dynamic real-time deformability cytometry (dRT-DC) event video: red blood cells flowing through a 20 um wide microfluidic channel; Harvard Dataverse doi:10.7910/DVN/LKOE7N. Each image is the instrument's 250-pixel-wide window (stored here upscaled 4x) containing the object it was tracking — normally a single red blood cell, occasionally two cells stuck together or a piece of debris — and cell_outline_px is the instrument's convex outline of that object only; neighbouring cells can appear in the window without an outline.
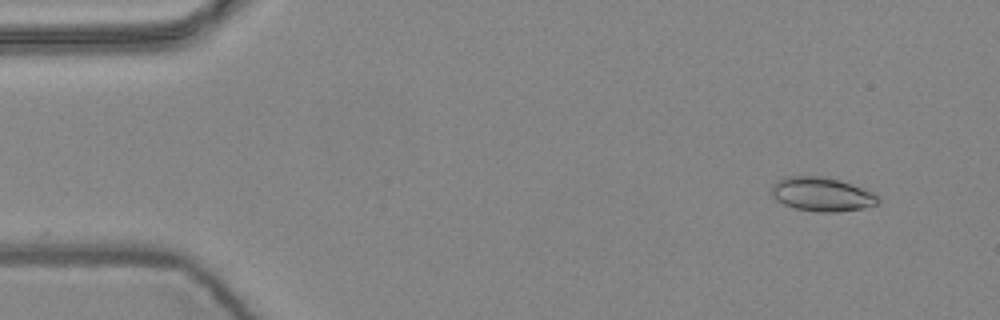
{"species": "common noctule bat (a hibernating species)", "species_latin": "Nyctalus noctula", "temperature_condition": "warm", "stored_images_in_passage": 3, "camera_frame_rate_fps": 3000, "um_per_image_px": 0.085, "animal": {"sex": "female", "body_mass_g": 24.6, "forearm_length_mm": 56.2}, "frame": {"image": 1, "passage_image": 3, "time_ms": 0.667, "image_size_px": [1000, 320], "cell_outline_px": [[880, 204], [864, 208], [836, 212], [816, 212], [796, 208], [784, 204], [776, 200], [772, 196], [772, 184], [776, 180], [784, 176], [824, 176], [840, 180], [872, 192], [880, 196]], "centroid_in_image_um": [69.86, 16.51], "position_along_channel_um": 15.1, "area_um2": 21.33}}